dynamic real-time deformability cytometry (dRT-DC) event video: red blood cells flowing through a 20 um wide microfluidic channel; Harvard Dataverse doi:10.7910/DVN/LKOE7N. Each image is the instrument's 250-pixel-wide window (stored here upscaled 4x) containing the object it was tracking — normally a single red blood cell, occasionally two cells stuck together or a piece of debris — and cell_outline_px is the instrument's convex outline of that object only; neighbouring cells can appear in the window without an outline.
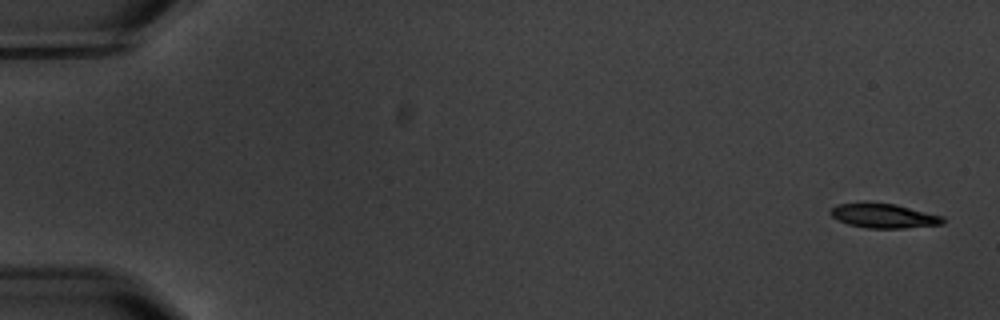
{"species": "common noctule bat (a hibernating species)", "species_latin": "Nyctalus noctula", "temperature_condition": "warm", "stored_images_in_passage": 6, "camera_frame_rate_fps": 3000, "um_per_image_px": 0.085, "animal": {"sex": "male", "body_mass_g": 20.1, "forearm_length_mm": 53.5}, "frame": {"image": 1, "passage_image": 1, "time_ms": 0.0, "image_size_px": [1000, 320], "cell_outline_px": [[944, 224], [904, 228], [868, 228], [848, 224], [832, 216], [828, 212], [836, 204], [896, 204], [944, 216]], "centroid_in_image_um": [75.17, 18.36], "position_along_channel_um": 9.8, "area_um2": 15.61}}
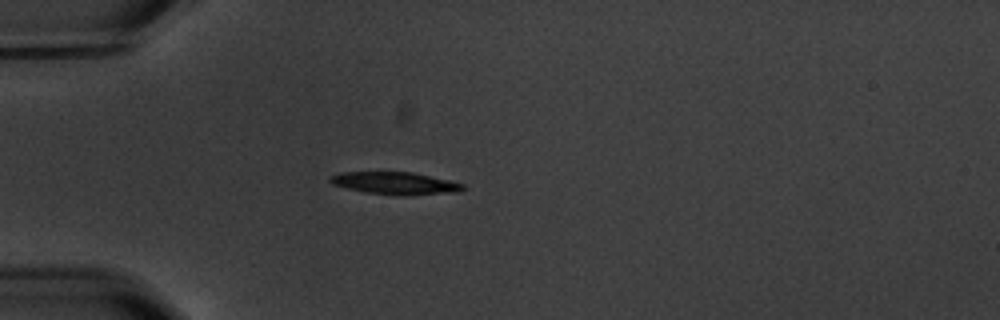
{"frame": {"image": 2, "passage_image": 5, "time_ms": 5.0, "image_size_px": [1000, 320], "cell_outline_px": [[464, 188], [460, 192], [404, 196], [364, 192], [332, 184], [328, 180], [328, 176], [340, 172], [412, 172], [448, 180], [464, 184]], "centroid_in_image_um": [33.57, 15.58], "position_along_channel_um": 51.4, "area_um2": 17.4}}